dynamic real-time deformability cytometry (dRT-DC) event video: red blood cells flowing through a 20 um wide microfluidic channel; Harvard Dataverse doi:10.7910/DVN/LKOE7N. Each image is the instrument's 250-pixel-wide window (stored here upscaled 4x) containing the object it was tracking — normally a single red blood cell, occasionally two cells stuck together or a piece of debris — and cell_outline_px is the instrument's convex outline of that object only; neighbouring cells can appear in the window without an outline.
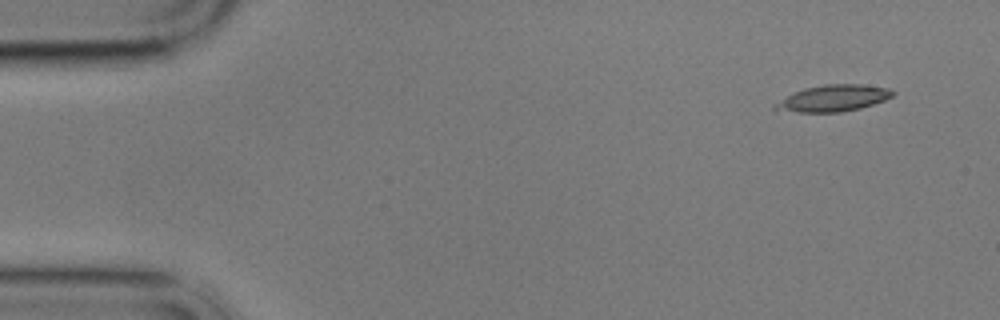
{"species": "common noctule bat (a hibernating species)", "species_latin": "Nyctalus noctula", "temperature_condition": "cold", "stored_images_in_passage": 5, "camera_frame_rate_fps": 3000, "um_per_image_px": 0.085, "animal": {"sex": "male", "body_mass_g": 17.9}, "frame": {"image": 1, "passage_image": 1, "time_ms": 0.0, "image_size_px": [1000, 320], "cell_outline_px": [[896, 92], [892, 96], [884, 100], [860, 108], [840, 112], [800, 112], [772, 108], [772, 104], [792, 92], [804, 88], [824, 84], [864, 84], [892, 88]], "centroid_in_image_um": [70.84, 8.33], "position_along_channel_um": 14.2, "area_um2": 18.26}}
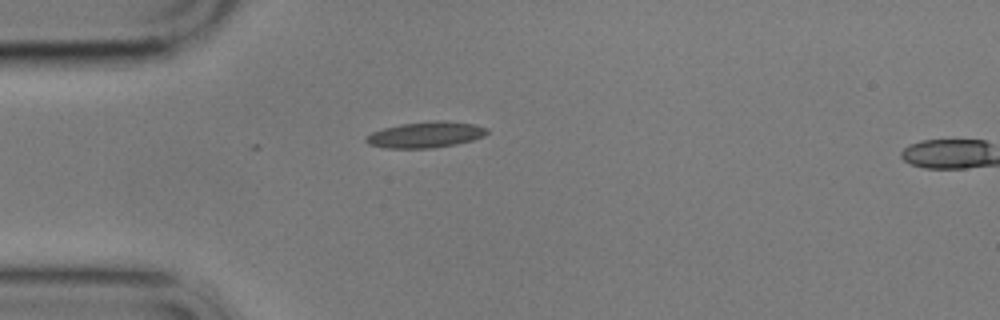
{"frame": {"image": 2, "passage_image": 4, "time_ms": 3.667, "image_size_px": [1000, 320], "cell_outline_px": [[488, 132], [484, 136], [472, 140], [456, 144], [432, 148], [384, 148], [368, 144], [364, 140], [364, 136], [372, 132], [384, 128], [400, 124], [432, 120], [440, 120], [476, 124], [488, 128]], "centroid_in_image_um": [36.16, 11.44], "position_along_channel_um": 48.8, "area_um2": 18.5}}